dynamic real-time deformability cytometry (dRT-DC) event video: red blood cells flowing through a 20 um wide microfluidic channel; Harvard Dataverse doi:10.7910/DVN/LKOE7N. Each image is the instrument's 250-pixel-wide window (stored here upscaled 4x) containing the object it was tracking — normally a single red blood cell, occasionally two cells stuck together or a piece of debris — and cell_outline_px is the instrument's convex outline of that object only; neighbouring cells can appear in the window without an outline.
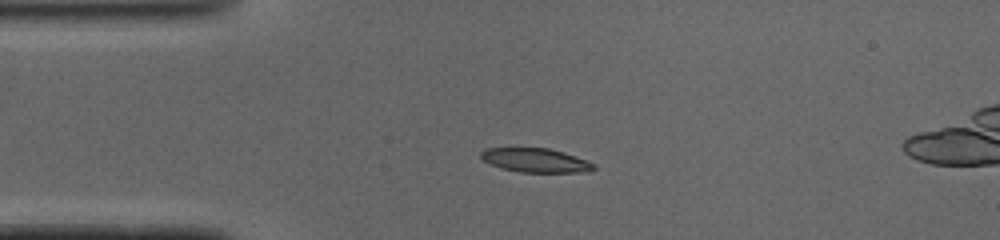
{"species": "common noctule bat (a hibernating species)", "species_latin": "Nyctalus noctula", "temperature_condition": "cold", "stored_images_in_passage": 39, "camera_frame_rate_fps": 3000, "um_per_image_px": 0.085, "animal": {"sex": "male", "body_mass_g": 19.0, "forearm_length_mm": 50.8}, "frame": {"image": 1, "passage_image": 1, "time_ms": 0.0, "image_size_px": [1000, 240], "cell_outline_px": [[596, 168], [588, 172], [520, 172], [500, 168], [484, 160], [480, 156], [480, 152], [484, 148], [548, 148], [564, 152], [596, 164]], "centroid_in_image_um": [45.53, 13.62], "position_along_channel_um": 39.5, "area_um2": 15.78}}
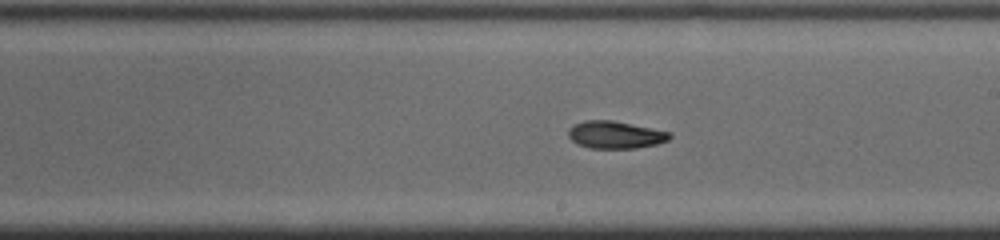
{"frame": {"image": 2, "passage_image": 17, "time_ms": 5.333, "image_size_px": [1000, 240], "cell_outline_px": [[672, 136], [668, 140], [656, 144], [636, 148], [588, 148], [576, 144], [568, 136], [568, 128], [584, 120], [612, 120], [672, 132]], "centroid_in_image_um": [52.3, 11.46], "position_along_channel_um": 236.7, "area_um2": 16.24}}
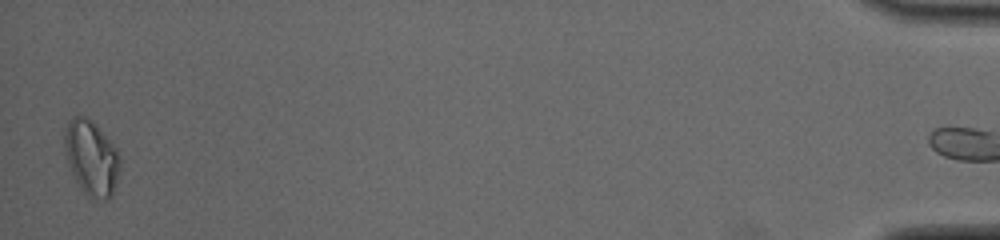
{"frame": {"image": 3, "passage_image": 38, "time_ms": 12.333, "image_size_px": [1000, 240], "cell_outline_px": [[120, 168], [112, 196], [108, 200], [92, 200], [80, 188], [68, 164], [64, 144], [64, 132], [68, 120], [76, 116], [84, 116], [92, 120], [116, 148], [120, 156]], "centroid_in_image_um": [7.78, 13.44], "position_along_channel_um": 427.4, "area_um2": 24.28}, "authors_computed_cell_mechanics": {"area_um2": 16.7042, "velocity_mm_per_s": 4.0932, "shape_relaxation_time_tau1_ms": 3.3657, "shape_relaxation_time_tau2_ms": 2.5383, "deformation_change_tau1": 0.1248, "deformation_change_tau2": 0.0687}}